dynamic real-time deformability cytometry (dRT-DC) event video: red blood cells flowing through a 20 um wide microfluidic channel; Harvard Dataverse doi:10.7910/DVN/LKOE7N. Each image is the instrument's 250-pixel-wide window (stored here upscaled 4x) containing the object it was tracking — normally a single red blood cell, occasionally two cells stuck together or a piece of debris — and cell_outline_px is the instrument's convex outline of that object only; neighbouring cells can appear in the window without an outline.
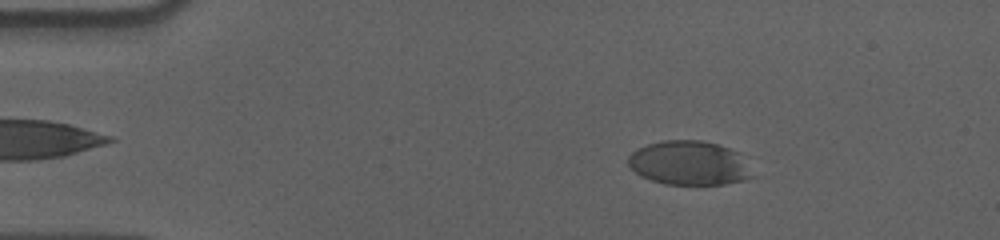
{"species": "human", "species_latin": "Homo sapiens", "temperature_condition": "cold", "stored_images_in_passage": 57, "camera_frame_rate_fps": 3000, "um_per_image_px": 0.085, "donor": {"sex": "male"}, "frame": {"image": 1, "passage_image": 9, "time_ms": 2.667, "image_size_px": [1000, 240], "cell_outline_px": [[752, 176], [744, 180], [724, 184], [664, 184], [640, 176], [628, 164], [628, 156], [632, 152], [648, 144], [664, 140], [700, 140], [716, 144], [740, 152]], "centroid_in_image_um": [58.56, 13.85], "position_along_channel_um": 26.4, "area_um2": 31.62}}
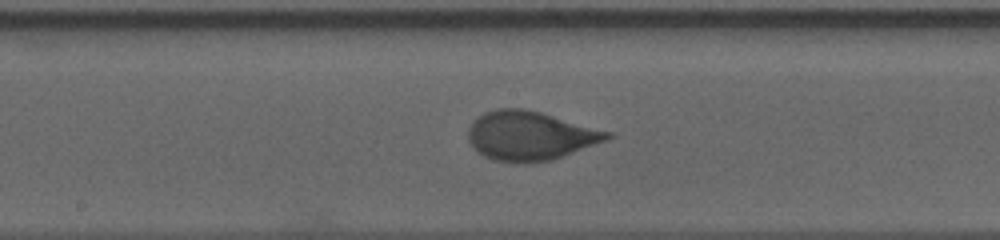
{"frame": {"image": 2, "passage_image": 30, "time_ms": 9.667, "image_size_px": [1000, 240], "cell_outline_px": [[612, 136], [608, 140], [552, 160], [524, 164], [516, 164], [492, 160], [484, 156], [472, 148], [468, 140], [468, 128], [472, 120], [484, 112], [496, 108], [524, 108], [540, 112], [612, 132]], "centroid_in_image_um": [45.02, 11.55], "position_along_channel_um": 203.2, "area_um2": 40.29}}
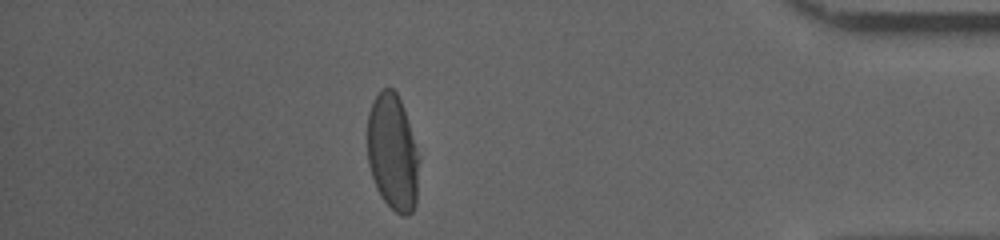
{"frame": {"image": 3, "passage_image": 50, "time_ms": 16.333, "image_size_px": [1000, 240], "cell_outline_px": [[420, 156], [416, 204], [412, 212], [408, 216], [404, 216], [396, 212], [380, 196], [376, 188], [368, 164], [368, 112], [380, 88], [392, 88], [396, 92], [400, 100]], "centroid_in_image_um": [33.39, 12.98], "position_along_channel_um": 401.8, "area_um2": 35.14}, "authors_computed_cell_mechanics": {"area_um2": 38.0324, "velocity_mm_per_s": 3.5687, "shape_relaxation_time_tau1_ms": 4.3869, "shape_relaxation_time_tau2_ms": null, "deformation_change_tau1": 0.1718, "deformation_change_tau2": null}}